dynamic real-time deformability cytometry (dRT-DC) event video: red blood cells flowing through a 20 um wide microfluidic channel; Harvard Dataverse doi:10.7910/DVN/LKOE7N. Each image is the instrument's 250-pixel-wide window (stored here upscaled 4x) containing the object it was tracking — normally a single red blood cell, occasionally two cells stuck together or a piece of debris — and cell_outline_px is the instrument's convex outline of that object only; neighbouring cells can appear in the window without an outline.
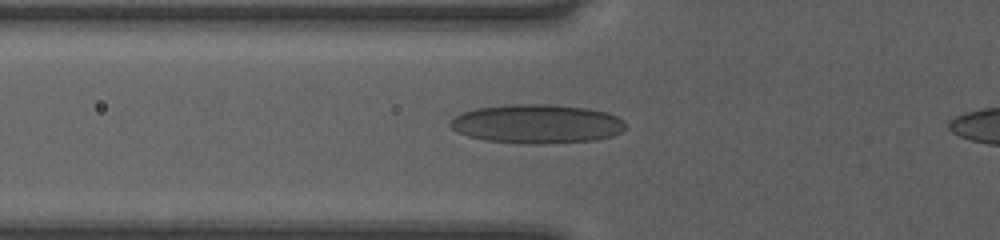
{"species": "human", "species_latin": "Homo sapiens", "temperature_condition": "room temperature", "stored_images_in_passage": 30, "camera_frame_rate_fps": 3000, "um_per_image_px": 0.085, "donor": {"sex": "female"}, "frame": {"image": 1, "passage_image": 2, "time_ms": 0.333, "image_size_px": [1000, 240], "cell_outline_px": [[624, 128], [620, 132], [612, 136], [596, 140], [552, 144], [524, 144], [484, 140], [468, 136], [456, 132], [448, 124], [456, 116], [464, 112], [476, 108], [508, 104], [548, 104], [584, 108], [604, 112], [616, 116], [624, 120]], "centroid_in_image_um": [45.62, 10.54], "position_along_channel_um": 80.2, "area_um2": 39.94}}
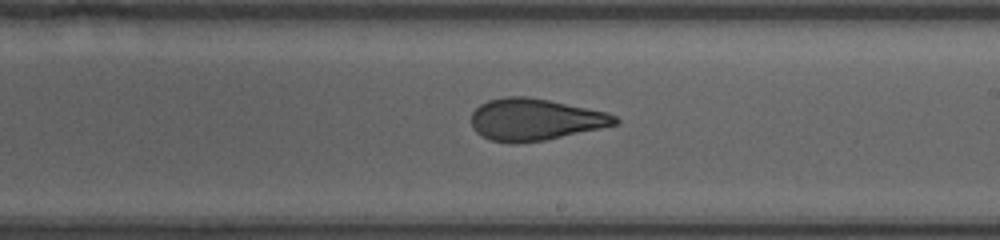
{"frame": {"image": 2, "passage_image": 14, "time_ms": 4.333, "image_size_px": [1000, 240], "cell_outline_px": [[620, 120], [616, 124], [600, 128], [544, 140], [492, 140], [476, 132], [472, 124], [472, 112], [480, 104], [488, 100], [504, 96], [528, 96], [608, 112], [616, 116]], "centroid_in_image_um": [45.5, 10.11], "position_along_channel_um": 243.5, "area_um2": 34.1}}
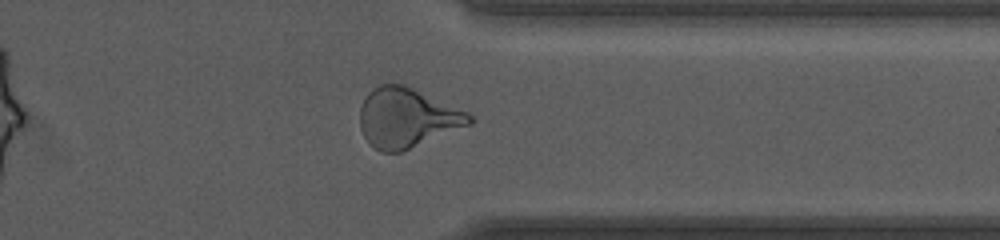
{"frame": {"image": 3, "passage_image": 24, "time_ms": 7.667, "image_size_px": [1000, 240], "cell_outline_px": [[476, 120], [472, 124], [400, 152], [380, 152], [364, 136], [360, 128], [360, 108], [368, 92], [372, 88], [380, 84], [404, 84], [468, 112]], "centroid_in_image_um": [34.6, 10.01], "position_along_channel_um": 376.8, "area_um2": 37.8}}